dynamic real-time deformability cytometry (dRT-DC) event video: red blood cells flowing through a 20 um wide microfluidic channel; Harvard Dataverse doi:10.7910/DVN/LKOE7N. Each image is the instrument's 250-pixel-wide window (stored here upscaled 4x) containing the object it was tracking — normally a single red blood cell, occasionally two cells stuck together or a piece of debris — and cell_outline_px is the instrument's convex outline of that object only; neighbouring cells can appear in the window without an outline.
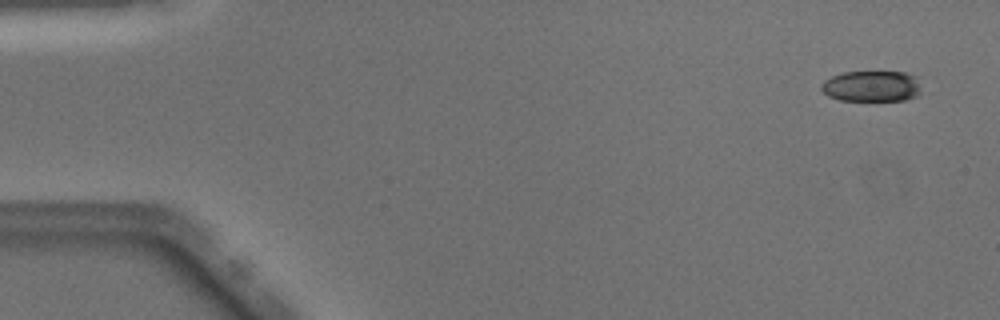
{"species": "Egyptian fruit bat (a non-hibernating species)", "species_latin": "Rousettus aegyptiacus", "temperature_condition": "warm", "stored_images_in_passage": 48, "camera_frame_rate_fps": 3000, "um_per_image_px": 0.085, "animal": {"sex": "male"}, "frame": {"image": 1, "passage_image": 1, "time_ms": 0.0, "image_size_px": [1000, 320], "cell_outline_px": [[920, 92], [916, 96], [904, 100], [840, 100], [828, 96], [820, 88], [820, 84], [824, 80], [832, 76], [844, 72], [904, 72], [916, 76], [920, 88]], "centroid_in_image_um": [74.07, 7.32], "position_along_channel_um": 10.9, "area_um2": 17.98}}
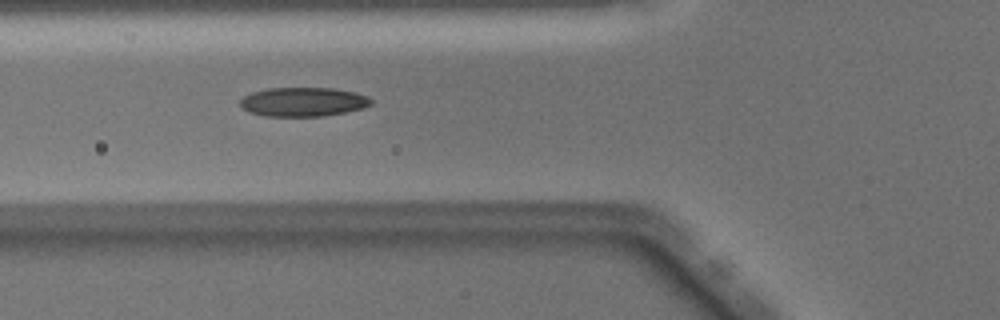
{"frame": {"image": 2, "passage_image": 17, "time_ms": 5.333, "image_size_px": [1000, 320], "cell_outline_px": [[372, 104], [364, 108], [324, 116], [264, 116], [248, 112], [240, 104], [240, 100], [244, 96], [252, 92], [268, 88], [332, 88], [356, 92], [368, 96], [372, 100]], "centroid_in_image_um": [25.78, 8.66], "position_along_channel_um": 100.0, "area_um2": 22.25}}
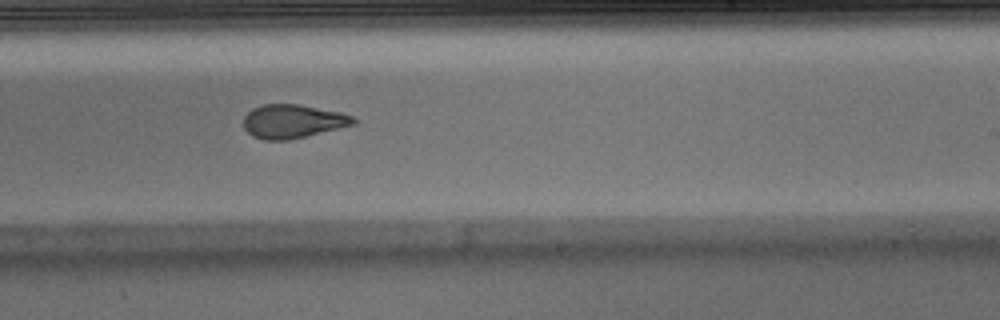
{"frame": {"image": 3, "passage_image": 29, "time_ms": 9.333, "image_size_px": [1000, 320], "cell_outline_px": [[356, 124], [288, 140], [264, 140], [252, 136], [244, 128], [244, 116], [252, 108], [260, 104], [300, 104], [340, 112], [352, 116], [356, 120]], "centroid_in_image_um": [24.86, 10.3], "position_along_channel_um": 264.1, "area_um2": 21.56}, "authors_computed_cell_mechanics": {"area_um2": 21.8773, "velocity_mm_per_s": 4.0937, "shape_relaxation_time_tau1_ms": 7.4456, "shape_relaxation_time_tau2_ms": 1.9507, "deformation_change_tau1": 0.2427, "deformation_change_tau2": 0.0866}}